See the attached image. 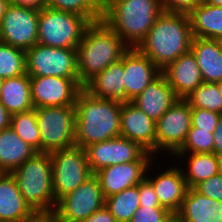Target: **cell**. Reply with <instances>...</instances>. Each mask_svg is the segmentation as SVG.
Masks as SVG:
<instances>
[{
  "label": "cell",
  "instance_id": "obj_1",
  "mask_svg": "<svg viewBox=\"0 0 222 222\" xmlns=\"http://www.w3.org/2000/svg\"><path fill=\"white\" fill-rule=\"evenodd\" d=\"M192 38L188 14L163 11L137 48L162 71L190 51Z\"/></svg>",
  "mask_w": 222,
  "mask_h": 222
},
{
  "label": "cell",
  "instance_id": "obj_2",
  "mask_svg": "<svg viewBox=\"0 0 222 222\" xmlns=\"http://www.w3.org/2000/svg\"><path fill=\"white\" fill-rule=\"evenodd\" d=\"M121 102L92 96L84 88L76 98L75 145L86 148L120 136Z\"/></svg>",
  "mask_w": 222,
  "mask_h": 222
},
{
  "label": "cell",
  "instance_id": "obj_3",
  "mask_svg": "<svg viewBox=\"0 0 222 222\" xmlns=\"http://www.w3.org/2000/svg\"><path fill=\"white\" fill-rule=\"evenodd\" d=\"M130 47L103 20L85 29L77 46V73L85 86L108 65L120 61Z\"/></svg>",
  "mask_w": 222,
  "mask_h": 222
},
{
  "label": "cell",
  "instance_id": "obj_4",
  "mask_svg": "<svg viewBox=\"0 0 222 222\" xmlns=\"http://www.w3.org/2000/svg\"><path fill=\"white\" fill-rule=\"evenodd\" d=\"M162 12L161 0H114L103 10L102 20L135 48Z\"/></svg>",
  "mask_w": 222,
  "mask_h": 222
},
{
  "label": "cell",
  "instance_id": "obj_5",
  "mask_svg": "<svg viewBox=\"0 0 222 222\" xmlns=\"http://www.w3.org/2000/svg\"><path fill=\"white\" fill-rule=\"evenodd\" d=\"M11 174L23 198L37 214H53L56 201L50 153H35Z\"/></svg>",
  "mask_w": 222,
  "mask_h": 222
},
{
  "label": "cell",
  "instance_id": "obj_6",
  "mask_svg": "<svg viewBox=\"0 0 222 222\" xmlns=\"http://www.w3.org/2000/svg\"><path fill=\"white\" fill-rule=\"evenodd\" d=\"M90 22L83 16L43 7L38 16V44L77 48Z\"/></svg>",
  "mask_w": 222,
  "mask_h": 222
},
{
  "label": "cell",
  "instance_id": "obj_7",
  "mask_svg": "<svg viewBox=\"0 0 222 222\" xmlns=\"http://www.w3.org/2000/svg\"><path fill=\"white\" fill-rule=\"evenodd\" d=\"M41 152L50 153L75 145V105L35 108Z\"/></svg>",
  "mask_w": 222,
  "mask_h": 222
},
{
  "label": "cell",
  "instance_id": "obj_8",
  "mask_svg": "<svg viewBox=\"0 0 222 222\" xmlns=\"http://www.w3.org/2000/svg\"><path fill=\"white\" fill-rule=\"evenodd\" d=\"M53 177V194L56 203L72 193L93 175L84 148L72 146L50 152Z\"/></svg>",
  "mask_w": 222,
  "mask_h": 222
},
{
  "label": "cell",
  "instance_id": "obj_9",
  "mask_svg": "<svg viewBox=\"0 0 222 222\" xmlns=\"http://www.w3.org/2000/svg\"><path fill=\"white\" fill-rule=\"evenodd\" d=\"M26 73L74 79L82 88L77 73V48H57L36 44L26 50Z\"/></svg>",
  "mask_w": 222,
  "mask_h": 222
},
{
  "label": "cell",
  "instance_id": "obj_10",
  "mask_svg": "<svg viewBox=\"0 0 222 222\" xmlns=\"http://www.w3.org/2000/svg\"><path fill=\"white\" fill-rule=\"evenodd\" d=\"M104 206L99 179L93 174L72 193L62 197L52 215L58 222H84Z\"/></svg>",
  "mask_w": 222,
  "mask_h": 222
},
{
  "label": "cell",
  "instance_id": "obj_11",
  "mask_svg": "<svg viewBox=\"0 0 222 222\" xmlns=\"http://www.w3.org/2000/svg\"><path fill=\"white\" fill-rule=\"evenodd\" d=\"M191 127V106L179 98L156 121V156L172 157L184 144ZM163 151V152H162Z\"/></svg>",
  "mask_w": 222,
  "mask_h": 222
},
{
  "label": "cell",
  "instance_id": "obj_12",
  "mask_svg": "<svg viewBox=\"0 0 222 222\" xmlns=\"http://www.w3.org/2000/svg\"><path fill=\"white\" fill-rule=\"evenodd\" d=\"M88 165L95 174L100 169L132 161H153L154 156L137 142L122 136L97 142L85 148Z\"/></svg>",
  "mask_w": 222,
  "mask_h": 222
},
{
  "label": "cell",
  "instance_id": "obj_13",
  "mask_svg": "<svg viewBox=\"0 0 222 222\" xmlns=\"http://www.w3.org/2000/svg\"><path fill=\"white\" fill-rule=\"evenodd\" d=\"M39 10L10 4L0 24V41L28 50L37 44Z\"/></svg>",
  "mask_w": 222,
  "mask_h": 222
},
{
  "label": "cell",
  "instance_id": "obj_14",
  "mask_svg": "<svg viewBox=\"0 0 222 222\" xmlns=\"http://www.w3.org/2000/svg\"><path fill=\"white\" fill-rule=\"evenodd\" d=\"M30 85L34 108L75 105L83 89L72 78L55 76H31Z\"/></svg>",
  "mask_w": 222,
  "mask_h": 222
},
{
  "label": "cell",
  "instance_id": "obj_15",
  "mask_svg": "<svg viewBox=\"0 0 222 222\" xmlns=\"http://www.w3.org/2000/svg\"><path fill=\"white\" fill-rule=\"evenodd\" d=\"M154 162L155 161L153 160L148 165L145 177L152 183L154 192L156 193L161 206L166 208L172 214H176L179 211L188 190L182 169L177 163H174L173 165L170 164L169 167L167 166L165 170H160L156 162ZM155 165L156 169H159L157 174H155L157 170L153 171L152 168V166L155 167ZM150 169L154 172L152 176V171H150Z\"/></svg>",
  "mask_w": 222,
  "mask_h": 222
},
{
  "label": "cell",
  "instance_id": "obj_16",
  "mask_svg": "<svg viewBox=\"0 0 222 222\" xmlns=\"http://www.w3.org/2000/svg\"><path fill=\"white\" fill-rule=\"evenodd\" d=\"M125 102L137 97L162 71L137 47L123 55Z\"/></svg>",
  "mask_w": 222,
  "mask_h": 222
},
{
  "label": "cell",
  "instance_id": "obj_17",
  "mask_svg": "<svg viewBox=\"0 0 222 222\" xmlns=\"http://www.w3.org/2000/svg\"><path fill=\"white\" fill-rule=\"evenodd\" d=\"M120 136L140 144L156 157V121L131 101L121 104Z\"/></svg>",
  "mask_w": 222,
  "mask_h": 222
},
{
  "label": "cell",
  "instance_id": "obj_18",
  "mask_svg": "<svg viewBox=\"0 0 222 222\" xmlns=\"http://www.w3.org/2000/svg\"><path fill=\"white\" fill-rule=\"evenodd\" d=\"M152 161H132L100 169L98 177L105 198L137 185L145 178L148 165Z\"/></svg>",
  "mask_w": 222,
  "mask_h": 222
},
{
  "label": "cell",
  "instance_id": "obj_19",
  "mask_svg": "<svg viewBox=\"0 0 222 222\" xmlns=\"http://www.w3.org/2000/svg\"><path fill=\"white\" fill-rule=\"evenodd\" d=\"M162 73L175 95L182 99L203 83L200 68L191 50L170 63Z\"/></svg>",
  "mask_w": 222,
  "mask_h": 222
},
{
  "label": "cell",
  "instance_id": "obj_20",
  "mask_svg": "<svg viewBox=\"0 0 222 222\" xmlns=\"http://www.w3.org/2000/svg\"><path fill=\"white\" fill-rule=\"evenodd\" d=\"M38 214L23 198L11 173L0 176V221L28 222Z\"/></svg>",
  "mask_w": 222,
  "mask_h": 222
},
{
  "label": "cell",
  "instance_id": "obj_21",
  "mask_svg": "<svg viewBox=\"0 0 222 222\" xmlns=\"http://www.w3.org/2000/svg\"><path fill=\"white\" fill-rule=\"evenodd\" d=\"M179 99L163 73L131 102L148 117L157 121Z\"/></svg>",
  "mask_w": 222,
  "mask_h": 222
},
{
  "label": "cell",
  "instance_id": "obj_22",
  "mask_svg": "<svg viewBox=\"0 0 222 222\" xmlns=\"http://www.w3.org/2000/svg\"><path fill=\"white\" fill-rule=\"evenodd\" d=\"M84 89L100 99L125 102L123 57L92 78Z\"/></svg>",
  "mask_w": 222,
  "mask_h": 222
},
{
  "label": "cell",
  "instance_id": "obj_23",
  "mask_svg": "<svg viewBox=\"0 0 222 222\" xmlns=\"http://www.w3.org/2000/svg\"><path fill=\"white\" fill-rule=\"evenodd\" d=\"M176 215L183 222H222V201H215L188 188Z\"/></svg>",
  "mask_w": 222,
  "mask_h": 222
},
{
  "label": "cell",
  "instance_id": "obj_24",
  "mask_svg": "<svg viewBox=\"0 0 222 222\" xmlns=\"http://www.w3.org/2000/svg\"><path fill=\"white\" fill-rule=\"evenodd\" d=\"M204 83H216L222 80V55L216 39L194 37L191 41Z\"/></svg>",
  "mask_w": 222,
  "mask_h": 222
},
{
  "label": "cell",
  "instance_id": "obj_25",
  "mask_svg": "<svg viewBox=\"0 0 222 222\" xmlns=\"http://www.w3.org/2000/svg\"><path fill=\"white\" fill-rule=\"evenodd\" d=\"M171 158L181 161L177 165L182 169L188 188L218 174V156L214 153H175Z\"/></svg>",
  "mask_w": 222,
  "mask_h": 222
},
{
  "label": "cell",
  "instance_id": "obj_26",
  "mask_svg": "<svg viewBox=\"0 0 222 222\" xmlns=\"http://www.w3.org/2000/svg\"><path fill=\"white\" fill-rule=\"evenodd\" d=\"M37 151L23 141L10 126L0 132V170L12 173Z\"/></svg>",
  "mask_w": 222,
  "mask_h": 222
},
{
  "label": "cell",
  "instance_id": "obj_27",
  "mask_svg": "<svg viewBox=\"0 0 222 222\" xmlns=\"http://www.w3.org/2000/svg\"><path fill=\"white\" fill-rule=\"evenodd\" d=\"M0 102L11 113H21L34 108L31 99L30 76L25 73L18 77L4 79Z\"/></svg>",
  "mask_w": 222,
  "mask_h": 222
},
{
  "label": "cell",
  "instance_id": "obj_28",
  "mask_svg": "<svg viewBox=\"0 0 222 222\" xmlns=\"http://www.w3.org/2000/svg\"><path fill=\"white\" fill-rule=\"evenodd\" d=\"M188 16L194 37L207 39L222 37V7L202 2Z\"/></svg>",
  "mask_w": 222,
  "mask_h": 222
},
{
  "label": "cell",
  "instance_id": "obj_29",
  "mask_svg": "<svg viewBox=\"0 0 222 222\" xmlns=\"http://www.w3.org/2000/svg\"><path fill=\"white\" fill-rule=\"evenodd\" d=\"M105 207L117 222H130L140 207L137 185L105 198Z\"/></svg>",
  "mask_w": 222,
  "mask_h": 222
},
{
  "label": "cell",
  "instance_id": "obj_30",
  "mask_svg": "<svg viewBox=\"0 0 222 222\" xmlns=\"http://www.w3.org/2000/svg\"><path fill=\"white\" fill-rule=\"evenodd\" d=\"M11 127L23 141L37 152H41L40 130L37 125L35 108L12 114Z\"/></svg>",
  "mask_w": 222,
  "mask_h": 222
},
{
  "label": "cell",
  "instance_id": "obj_31",
  "mask_svg": "<svg viewBox=\"0 0 222 222\" xmlns=\"http://www.w3.org/2000/svg\"><path fill=\"white\" fill-rule=\"evenodd\" d=\"M26 73V51L0 41V77H18Z\"/></svg>",
  "mask_w": 222,
  "mask_h": 222
},
{
  "label": "cell",
  "instance_id": "obj_32",
  "mask_svg": "<svg viewBox=\"0 0 222 222\" xmlns=\"http://www.w3.org/2000/svg\"><path fill=\"white\" fill-rule=\"evenodd\" d=\"M46 7L85 17L90 23L102 20L103 9L95 0H46Z\"/></svg>",
  "mask_w": 222,
  "mask_h": 222
},
{
  "label": "cell",
  "instance_id": "obj_33",
  "mask_svg": "<svg viewBox=\"0 0 222 222\" xmlns=\"http://www.w3.org/2000/svg\"><path fill=\"white\" fill-rule=\"evenodd\" d=\"M191 107L222 114V97L216 83H202L184 98Z\"/></svg>",
  "mask_w": 222,
  "mask_h": 222
},
{
  "label": "cell",
  "instance_id": "obj_34",
  "mask_svg": "<svg viewBox=\"0 0 222 222\" xmlns=\"http://www.w3.org/2000/svg\"><path fill=\"white\" fill-rule=\"evenodd\" d=\"M213 133L191 125L183 146L176 153H213Z\"/></svg>",
  "mask_w": 222,
  "mask_h": 222
},
{
  "label": "cell",
  "instance_id": "obj_35",
  "mask_svg": "<svg viewBox=\"0 0 222 222\" xmlns=\"http://www.w3.org/2000/svg\"><path fill=\"white\" fill-rule=\"evenodd\" d=\"M221 115L214 111L191 107V125L214 133Z\"/></svg>",
  "mask_w": 222,
  "mask_h": 222
},
{
  "label": "cell",
  "instance_id": "obj_36",
  "mask_svg": "<svg viewBox=\"0 0 222 222\" xmlns=\"http://www.w3.org/2000/svg\"><path fill=\"white\" fill-rule=\"evenodd\" d=\"M173 214L166 208L139 207L130 222H167Z\"/></svg>",
  "mask_w": 222,
  "mask_h": 222
},
{
  "label": "cell",
  "instance_id": "obj_37",
  "mask_svg": "<svg viewBox=\"0 0 222 222\" xmlns=\"http://www.w3.org/2000/svg\"><path fill=\"white\" fill-rule=\"evenodd\" d=\"M194 189L215 201H222V176L218 173L200 183Z\"/></svg>",
  "mask_w": 222,
  "mask_h": 222
},
{
  "label": "cell",
  "instance_id": "obj_38",
  "mask_svg": "<svg viewBox=\"0 0 222 222\" xmlns=\"http://www.w3.org/2000/svg\"><path fill=\"white\" fill-rule=\"evenodd\" d=\"M137 188L140 196V207L164 208L154 192L152 183L146 177L137 184Z\"/></svg>",
  "mask_w": 222,
  "mask_h": 222
},
{
  "label": "cell",
  "instance_id": "obj_39",
  "mask_svg": "<svg viewBox=\"0 0 222 222\" xmlns=\"http://www.w3.org/2000/svg\"><path fill=\"white\" fill-rule=\"evenodd\" d=\"M203 0H161L163 11L189 14Z\"/></svg>",
  "mask_w": 222,
  "mask_h": 222
},
{
  "label": "cell",
  "instance_id": "obj_40",
  "mask_svg": "<svg viewBox=\"0 0 222 222\" xmlns=\"http://www.w3.org/2000/svg\"><path fill=\"white\" fill-rule=\"evenodd\" d=\"M84 222H117L111 215V212L104 206L100 210L94 212Z\"/></svg>",
  "mask_w": 222,
  "mask_h": 222
},
{
  "label": "cell",
  "instance_id": "obj_41",
  "mask_svg": "<svg viewBox=\"0 0 222 222\" xmlns=\"http://www.w3.org/2000/svg\"><path fill=\"white\" fill-rule=\"evenodd\" d=\"M12 5L40 10L46 7V0H10Z\"/></svg>",
  "mask_w": 222,
  "mask_h": 222
},
{
  "label": "cell",
  "instance_id": "obj_42",
  "mask_svg": "<svg viewBox=\"0 0 222 222\" xmlns=\"http://www.w3.org/2000/svg\"><path fill=\"white\" fill-rule=\"evenodd\" d=\"M214 145L213 153L217 156L222 155V115L219 120V124L213 133Z\"/></svg>",
  "mask_w": 222,
  "mask_h": 222
},
{
  "label": "cell",
  "instance_id": "obj_43",
  "mask_svg": "<svg viewBox=\"0 0 222 222\" xmlns=\"http://www.w3.org/2000/svg\"><path fill=\"white\" fill-rule=\"evenodd\" d=\"M12 114L0 102V132L11 126Z\"/></svg>",
  "mask_w": 222,
  "mask_h": 222
},
{
  "label": "cell",
  "instance_id": "obj_44",
  "mask_svg": "<svg viewBox=\"0 0 222 222\" xmlns=\"http://www.w3.org/2000/svg\"><path fill=\"white\" fill-rule=\"evenodd\" d=\"M28 222H58V220L52 214H38Z\"/></svg>",
  "mask_w": 222,
  "mask_h": 222
},
{
  "label": "cell",
  "instance_id": "obj_45",
  "mask_svg": "<svg viewBox=\"0 0 222 222\" xmlns=\"http://www.w3.org/2000/svg\"><path fill=\"white\" fill-rule=\"evenodd\" d=\"M10 4V0H0V24Z\"/></svg>",
  "mask_w": 222,
  "mask_h": 222
},
{
  "label": "cell",
  "instance_id": "obj_46",
  "mask_svg": "<svg viewBox=\"0 0 222 222\" xmlns=\"http://www.w3.org/2000/svg\"><path fill=\"white\" fill-rule=\"evenodd\" d=\"M114 0H95V2L104 10Z\"/></svg>",
  "mask_w": 222,
  "mask_h": 222
},
{
  "label": "cell",
  "instance_id": "obj_47",
  "mask_svg": "<svg viewBox=\"0 0 222 222\" xmlns=\"http://www.w3.org/2000/svg\"><path fill=\"white\" fill-rule=\"evenodd\" d=\"M203 2L212 6L222 7V0H203Z\"/></svg>",
  "mask_w": 222,
  "mask_h": 222
},
{
  "label": "cell",
  "instance_id": "obj_48",
  "mask_svg": "<svg viewBox=\"0 0 222 222\" xmlns=\"http://www.w3.org/2000/svg\"><path fill=\"white\" fill-rule=\"evenodd\" d=\"M167 222H183L176 214H173Z\"/></svg>",
  "mask_w": 222,
  "mask_h": 222
},
{
  "label": "cell",
  "instance_id": "obj_49",
  "mask_svg": "<svg viewBox=\"0 0 222 222\" xmlns=\"http://www.w3.org/2000/svg\"><path fill=\"white\" fill-rule=\"evenodd\" d=\"M218 173L222 176V155L218 156Z\"/></svg>",
  "mask_w": 222,
  "mask_h": 222
},
{
  "label": "cell",
  "instance_id": "obj_50",
  "mask_svg": "<svg viewBox=\"0 0 222 222\" xmlns=\"http://www.w3.org/2000/svg\"><path fill=\"white\" fill-rule=\"evenodd\" d=\"M216 84L218 85V90H219V93H220V95L222 97V80L219 81V82H216Z\"/></svg>",
  "mask_w": 222,
  "mask_h": 222
},
{
  "label": "cell",
  "instance_id": "obj_51",
  "mask_svg": "<svg viewBox=\"0 0 222 222\" xmlns=\"http://www.w3.org/2000/svg\"><path fill=\"white\" fill-rule=\"evenodd\" d=\"M216 40L218 41V44H219V47H220V50H221V55H222V37L218 38Z\"/></svg>",
  "mask_w": 222,
  "mask_h": 222
},
{
  "label": "cell",
  "instance_id": "obj_52",
  "mask_svg": "<svg viewBox=\"0 0 222 222\" xmlns=\"http://www.w3.org/2000/svg\"><path fill=\"white\" fill-rule=\"evenodd\" d=\"M4 79L0 77V93H1V87L3 85Z\"/></svg>",
  "mask_w": 222,
  "mask_h": 222
}]
</instances>
